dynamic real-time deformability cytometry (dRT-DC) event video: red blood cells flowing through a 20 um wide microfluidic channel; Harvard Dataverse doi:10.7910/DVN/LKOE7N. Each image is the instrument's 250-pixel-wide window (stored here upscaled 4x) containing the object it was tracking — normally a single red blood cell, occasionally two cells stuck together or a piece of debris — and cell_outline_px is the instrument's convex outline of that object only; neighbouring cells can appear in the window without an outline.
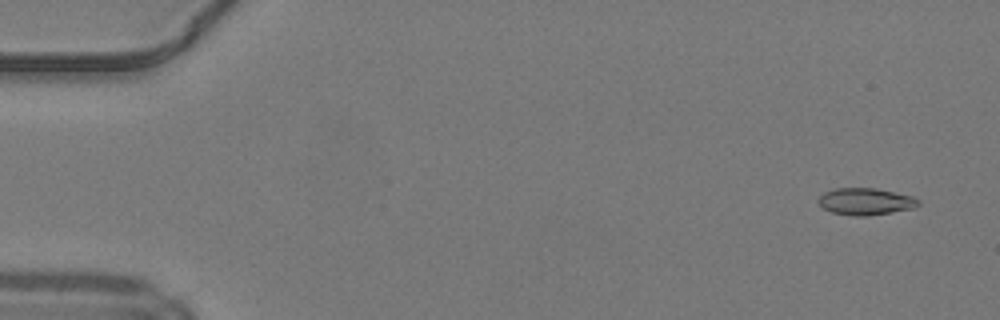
{"species": "common noctule bat (a hibernating species)", "species_latin": "Nyctalus noctula", "temperature_condition": "warm", "stored_images_in_passage": 48, "camera_frame_rate_fps": 3000, "um_per_image_px": 0.085, "animal": {"sex": "male", "body_mass_g": 19.2, "forearm_length_mm": 51.8}, "frame": {"image": 1, "passage_image": 2, "time_ms": 0.333, "image_size_px": [1000, 320], "cell_outline_px": [[920, 204], [916, 208], [868, 216], [852, 216], [832, 212], [824, 208], [816, 200], [824, 192], [836, 188], [876, 188], [912, 196], [920, 200]], "centroid_in_image_um": [73.59, 17.13], "position_along_channel_um": 11.4, "area_um2": 15.78}}
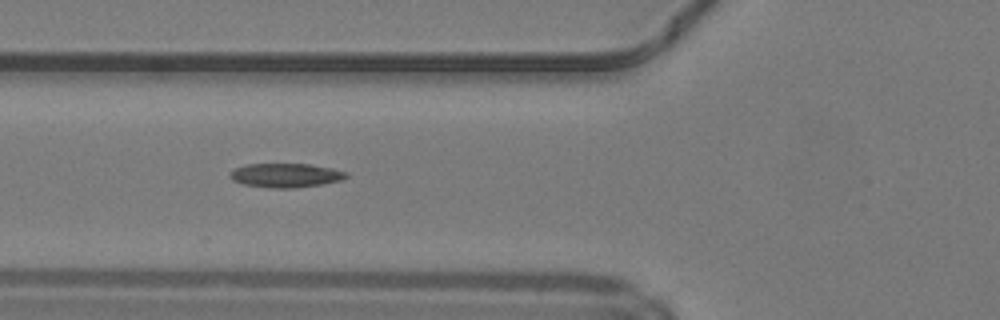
{"frame": {"image": 2, "passage_image": 18, "time_ms": 5.667, "image_size_px": [1000, 320], "cell_outline_px": [[348, 176], [344, 180], [324, 184], [292, 188], [272, 188], [244, 184], [232, 180], [228, 176], [228, 172], [244, 164], [312, 164], [332, 168], [348, 172]], "centroid_in_image_um": [24.3, 14.9], "position_along_channel_um": 101.5, "area_um2": 16.53}}
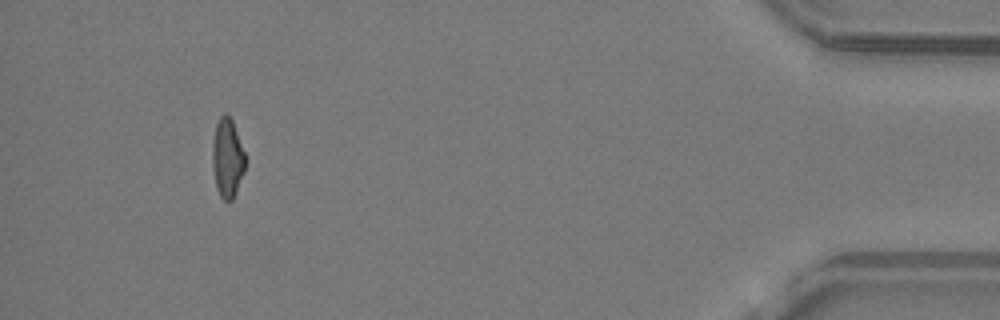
{"frame": {"image": 3, "passage_image": 45, "time_ms": 14.667, "image_size_px": [1000, 320], "cell_outline_px": [[244, 172], [236, 192], [232, 200], [224, 200], [220, 196], [216, 188], [212, 164], [212, 144], [216, 124], [220, 116], [224, 112], [228, 112], [232, 120], [244, 152]], "centroid_in_image_um": [19.3, 13.41], "position_along_channel_um": 415.9, "area_um2": 15.09}, "authors_computed_cell_mechanics": {"area_um2": 15.8372, "velocity_mm_per_s": 4.2496, "shape_relaxation_time_tau1_ms": 7.5317, "shape_relaxation_time_tau2_ms": 2.3365, "deformation_change_tau1": 0.19, "deformation_change_tau2": 0.1001}}